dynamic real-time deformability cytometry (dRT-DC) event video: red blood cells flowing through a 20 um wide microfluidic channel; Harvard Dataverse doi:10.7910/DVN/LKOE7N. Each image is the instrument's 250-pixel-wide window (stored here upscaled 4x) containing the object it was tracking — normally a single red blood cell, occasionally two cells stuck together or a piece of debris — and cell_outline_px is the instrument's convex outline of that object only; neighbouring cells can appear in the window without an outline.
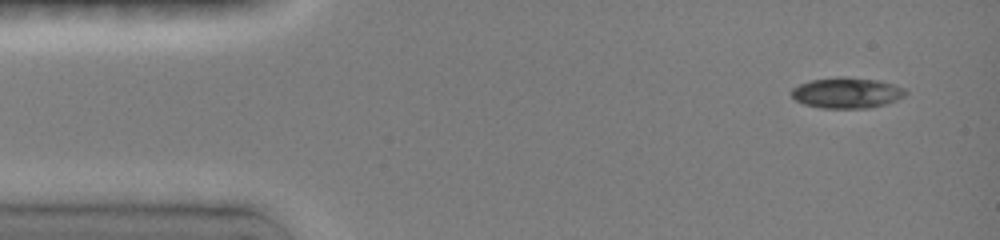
{"species": "common noctule bat (a hibernating species)", "species_latin": "Nyctalus noctula", "temperature_condition": "room temperature", "stored_images_in_passage": 71, "camera_frame_rate_fps": 3000, "um_per_image_px": 0.085, "animal": {"sex": "female", "body_mass_g": 19.0, "forearm_length_mm": 51.5}, "frame": {"image": 1, "passage_image": 1, "time_ms": 0.0, "image_size_px": [1000, 240], "cell_outline_px": [[908, 92], [904, 96], [896, 100], [884, 104], [868, 108], [820, 108], [804, 104], [796, 100], [792, 96], [792, 88], [800, 84], [812, 80], [836, 76], [844, 76], [880, 80], [904, 88]], "centroid_in_image_um": [71.98, 7.88], "position_along_channel_um": 13.0, "area_um2": 20.46}}
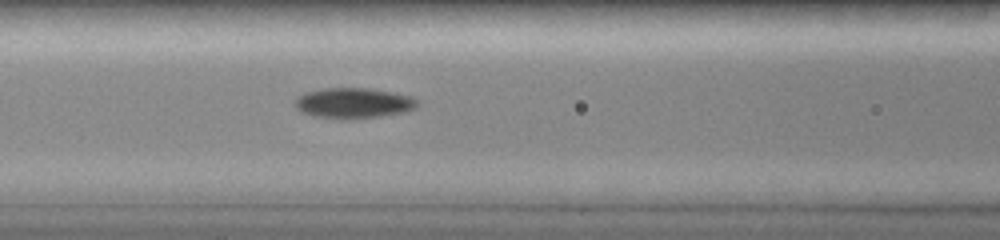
{"frame": {"image": 2, "passage_image": 25, "time_ms": 5.333, "image_size_px": [1000, 240], "cell_outline_px": [[420, 104], [416, 108], [408, 112], [356, 120], [340, 120], [312, 116], [300, 112], [296, 108], [296, 100], [300, 96], [308, 92], [324, 88], [364, 88], [388, 92], [408, 96], [416, 100]], "centroid_in_image_um": [30.05, 8.81], "position_along_channel_um": 136.5, "area_um2": 21.91}}
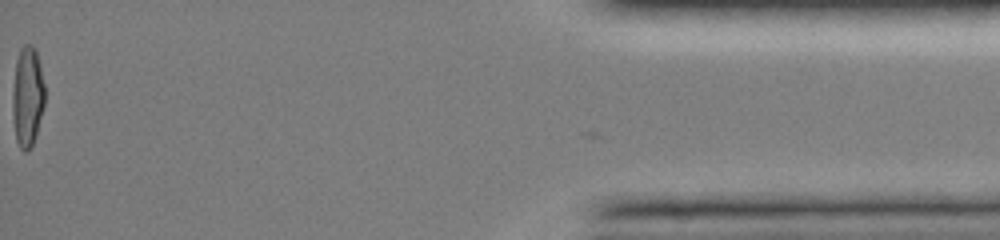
{"frame": {"image": 3, "passage_image": 70, "time_ms": 14.667, "image_size_px": [1000, 240], "cell_outline_px": [[44, 104], [36, 136], [28, 152], [24, 152], [20, 148], [16, 140], [12, 116], [12, 96], [16, 60], [20, 48], [24, 44], [32, 44], [36, 52], [44, 84]], "centroid_in_image_um": [2.32, 8.24], "position_along_channel_um": 432.9, "area_um2": 18.84}, "authors_computed_cell_mechanics": {"area_um2": 19.8254, "velocity_mm_per_s": 4.0854, "shape_relaxation_time_tau1_ms": 10.3467, "shape_relaxation_time_tau2_ms": 3.7453, "deformation_change_tau1": 0.284, "deformation_change_tau2": 0.0653}}